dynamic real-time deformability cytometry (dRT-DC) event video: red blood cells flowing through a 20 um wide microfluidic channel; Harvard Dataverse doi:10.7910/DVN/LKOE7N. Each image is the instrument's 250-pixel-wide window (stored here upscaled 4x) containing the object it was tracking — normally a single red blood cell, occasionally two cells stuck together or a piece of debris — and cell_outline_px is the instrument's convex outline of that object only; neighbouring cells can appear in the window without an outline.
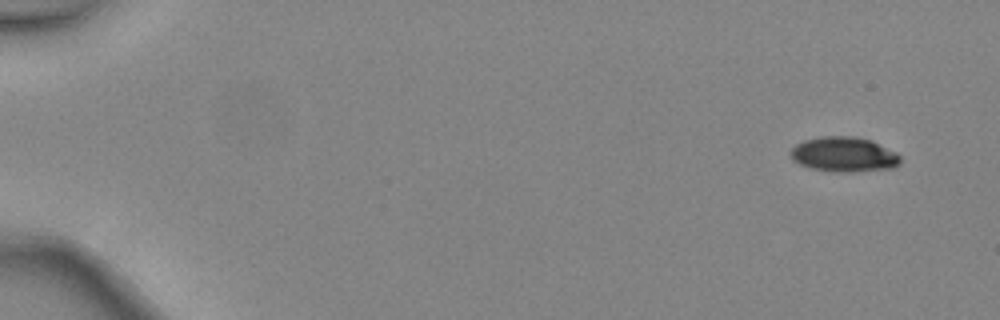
{"species": "common noctule bat (a hibernating species)", "species_latin": "Nyctalus noctula", "temperature_condition": "warm", "stored_images_in_passage": 5, "camera_frame_rate_fps": 3000, "um_per_image_px": 0.085, "animal": {"sex": "female", "body_mass_g": 24.6, "forearm_length_mm": 56.2}, "frame": {"image": 1, "passage_image": 1, "time_ms": 0.0, "image_size_px": [1000, 320], "cell_outline_px": [[900, 164], [892, 168], [848, 172], [836, 172], [812, 168], [800, 164], [792, 160], [788, 156], [788, 152], [796, 144], [804, 140], [820, 136], [852, 136], [872, 140], [896, 152], [900, 156]], "centroid_in_image_um": [71.71, 13.12], "position_along_channel_um": 13.3, "area_um2": 22.48}}
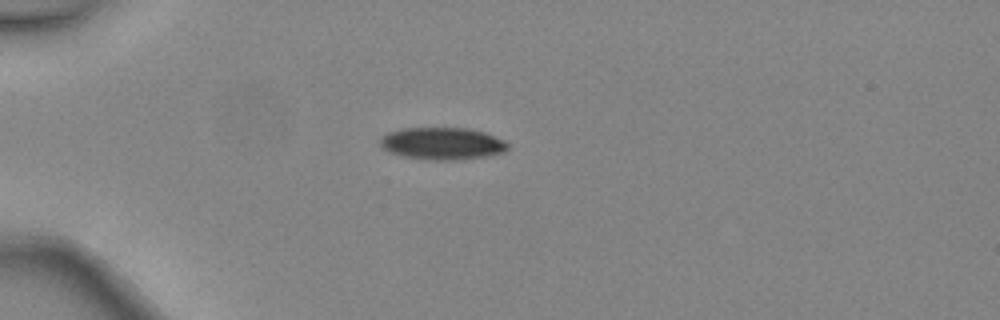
{"frame": {"image": 2, "passage_image": 4, "time_ms": 1.0, "image_size_px": [1000, 320], "cell_outline_px": [[508, 148], [504, 152], [492, 156], [460, 160], [424, 160], [404, 156], [388, 152], [380, 144], [380, 140], [388, 132], [404, 128], [468, 128], [484, 132], [504, 140], [508, 144]], "centroid_in_image_um": [37.63, 12.21], "position_along_channel_um": 47.4, "area_um2": 24.16}}